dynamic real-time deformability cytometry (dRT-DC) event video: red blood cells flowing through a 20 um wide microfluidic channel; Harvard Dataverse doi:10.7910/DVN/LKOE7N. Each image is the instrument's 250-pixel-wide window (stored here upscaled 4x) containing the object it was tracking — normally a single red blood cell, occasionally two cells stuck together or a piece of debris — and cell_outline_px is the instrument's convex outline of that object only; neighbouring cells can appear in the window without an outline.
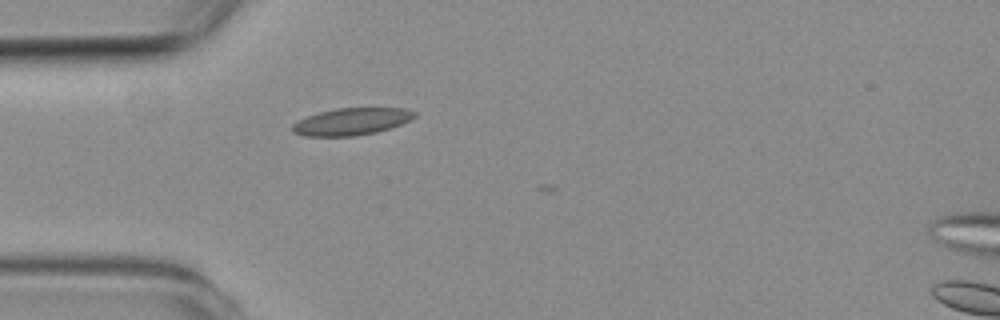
{"species": "common noctule bat (a hibernating species)", "species_latin": "Nyctalus noctula", "temperature_condition": "room temperature", "stored_images_in_passage": 3, "camera_frame_rate_fps": 3000, "um_per_image_px": 0.085, "animal": {"sex": "female", "body_mass_g": 19.3, "forearm_length_mm": 54.1}, "frame": {"image": 1, "passage_image": 2, "time_ms": 1.333, "image_size_px": [1000, 320], "cell_outline_px": [[416, 116], [392, 128], [376, 132], [356, 136], [304, 136], [292, 132], [292, 124], [308, 116], [320, 112], [336, 108], [404, 108], [416, 112]], "centroid_in_image_um": [29.88, 10.34], "position_along_channel_um": 55.1, "area_um2": 19.19}}